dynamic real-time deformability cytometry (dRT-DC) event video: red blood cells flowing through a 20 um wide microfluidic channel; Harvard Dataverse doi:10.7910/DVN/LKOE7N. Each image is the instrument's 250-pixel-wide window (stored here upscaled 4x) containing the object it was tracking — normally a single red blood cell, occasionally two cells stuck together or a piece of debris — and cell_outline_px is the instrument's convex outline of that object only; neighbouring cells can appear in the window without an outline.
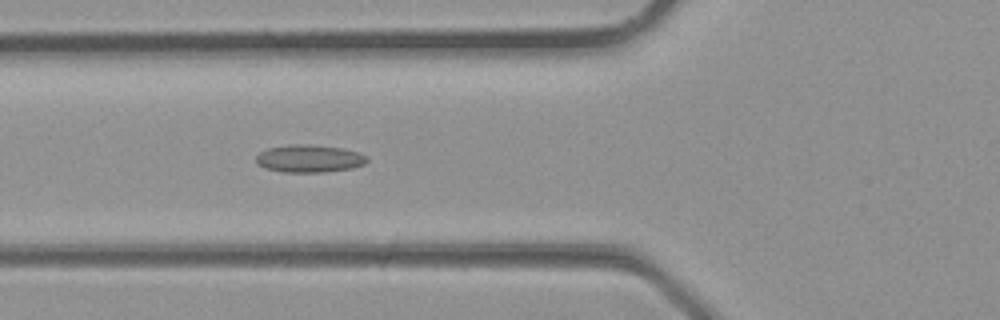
{"species": "common noctule bat (a hibernating species)", "species_latin": "Nyctalus noctula", "temperature_condition": "room temperature", "stored_images_in_passage": 35, "camera_frame_rate_fps": 3000, "um_per_image_px": 0.085, "animal": {"sex": "male", "body_mass_g": 23.1, "forearm_length_mm": 52.7}, "frame": {"image": 1, "passage_image": 13, "time_ms": 4.0, "image_size_px": [1000, 320], "cell_outline_px": [[368, 160], [364, 164], [352, 168], [324, 172], [284, 172], [264, 168], [256, 164], [256, 156], [260, 152], [268, 148], [288, 144], [308, 144], [344, 148], [368, 156]], "centroid_in_image_um": [26.27, 13.47], "position_along_channel_um": 99.5, "area_um2": 17.98}}
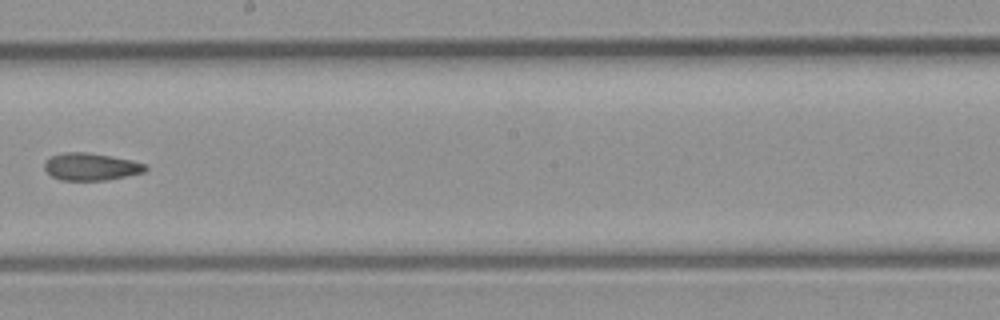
{"frame": {"image": 2, "passage_image": 20, "time_ms": 6.333, "image_size_px": [1000, 320], "cell_outline_px": [[148, 168], [144, 172], [104, 180], [60, 180], [52, 176], [44, 168], [44, 160], [52, 156], [64, 152], [88, 152], [112, 156], [132, 160], [148, 164]], "centroid_in_image_um": [7.73, 14.15], "position_along_channel_um": 240.5, "area_um2": 16.13}}
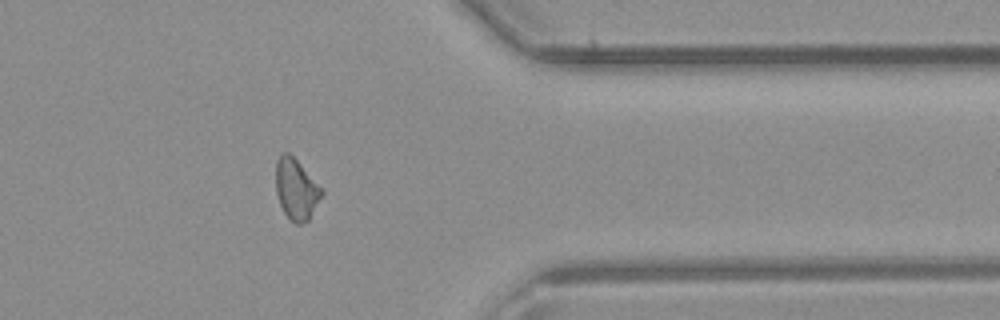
{"frame": {"image": 3, "passage_image": 28, "time_ms": 9.0, "image_size_px": [1000, 320], "cell_outline_px": [[324, 192], [308, 220], [300, 224], [296, 224], [288, 220], [280, 204], [276, 192], [276, 160], [284, 152], [288, 152], [324, 188]], "centroid_in_image_um": [25.19, 16.1], "position_along_channel_um": 386.2, "area_um2": 16.3}}